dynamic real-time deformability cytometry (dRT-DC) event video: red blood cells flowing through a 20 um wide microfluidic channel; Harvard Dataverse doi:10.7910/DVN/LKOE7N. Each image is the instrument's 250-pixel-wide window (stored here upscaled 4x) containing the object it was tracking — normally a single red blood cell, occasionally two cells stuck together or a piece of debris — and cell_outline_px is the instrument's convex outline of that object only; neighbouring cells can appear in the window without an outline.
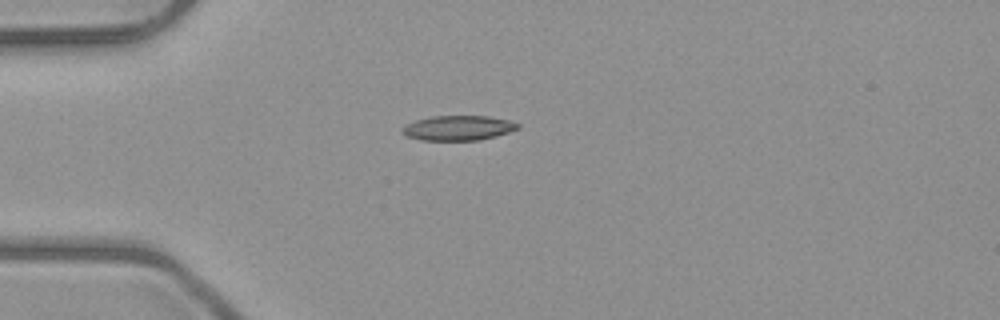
{"species": "common noctule bat (a hibernating species)", "species_latin": "Nyctalus noctula", "temperature_condition": "room temperature", "stored_images_in_passage": 3, "camera_frame_rate_fps": 3000, "um_per_image_px": 0.085, "animal": {"sex": "male", "body_mass_g": 23.1, "forearm_length_mm": 52.7}, "frame": {"image": 1, "passage_image": 3, "time_ms": 2.0, "image_size_px": [1000, 320], "cell_outline_px": [[520, 128], [496, 136], [480, 140], [420, 140], [408, 136], [400, 132], [408, 124], [416, 120], [432, 116], [488, 116], [508, 120], [520, 124]], "centroid_in_image_um": [38.98, 10.88], "position_along_channel_um": 46.0, "area_um2": 16.59}}